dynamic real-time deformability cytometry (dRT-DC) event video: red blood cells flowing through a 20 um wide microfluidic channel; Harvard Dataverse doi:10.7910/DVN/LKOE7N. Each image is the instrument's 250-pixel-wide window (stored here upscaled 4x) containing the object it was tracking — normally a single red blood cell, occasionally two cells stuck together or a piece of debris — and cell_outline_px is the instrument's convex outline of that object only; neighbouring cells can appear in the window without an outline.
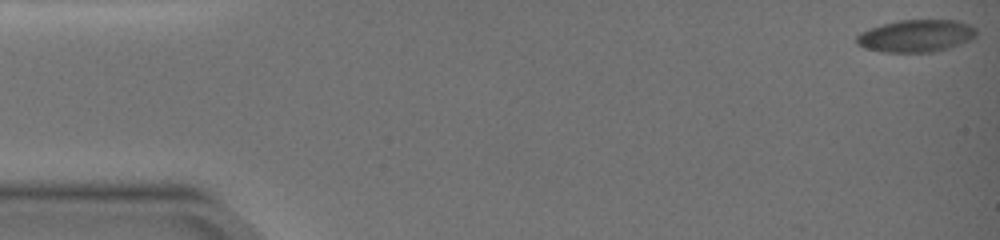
{"species": "common noctule bat (a hibernating species)", "species_latin": "Nyctalus noctula", "temperature_condition": "warm", "stored_images_in_passage": 15, "camera_frame_rate_fps": 3000, "um_per_image_px": 0.085, "animal": {"sex": "female", "body_mass_g": 19.0, "forearm_length_mm": 51.5}, "frame": {"image": 1, "passage_image": 1, "time_ms": 0.0, "image_size_px": [1000, 240], "cell_outline_px": [[976, 36], [968, 40], [948, 48], [932, 52], [884, 52], [868, 48], [856, 44], [856, 36], [860, 32], [884, 24], [900, 20], [956, 20], [968, 24], [976, 28]], "centroid_in_image_um": [77.87, 3.04], "position_along_channel_um": 7.1, "area_um2": 22.25}}
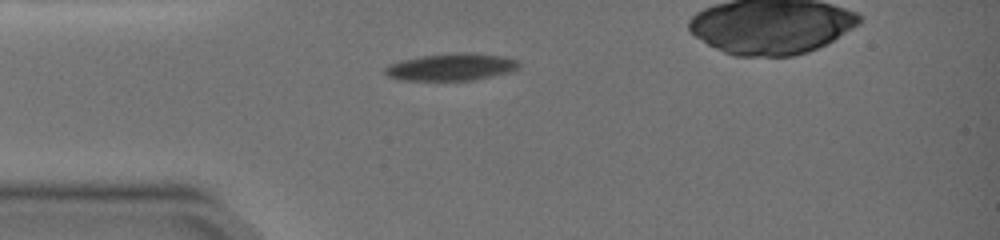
{"frame": {"image": 2, "passage_image": 12, "time_ms": 4.667, "image_size_px": [1000, 240], "cell_outline_px": [[520, 64], [516, 68], [508, 72], [472, 80], [404, 80], [388, 76], [384, 72], [384, 68], [400, 60], [420, 56], [460, 52], [472, 52], [504, 56], [520, 60]], "centroid_in_image_um": [38.38, 5.68], "position_along_channel_um": 46.6, "area_um2": 21.1}}